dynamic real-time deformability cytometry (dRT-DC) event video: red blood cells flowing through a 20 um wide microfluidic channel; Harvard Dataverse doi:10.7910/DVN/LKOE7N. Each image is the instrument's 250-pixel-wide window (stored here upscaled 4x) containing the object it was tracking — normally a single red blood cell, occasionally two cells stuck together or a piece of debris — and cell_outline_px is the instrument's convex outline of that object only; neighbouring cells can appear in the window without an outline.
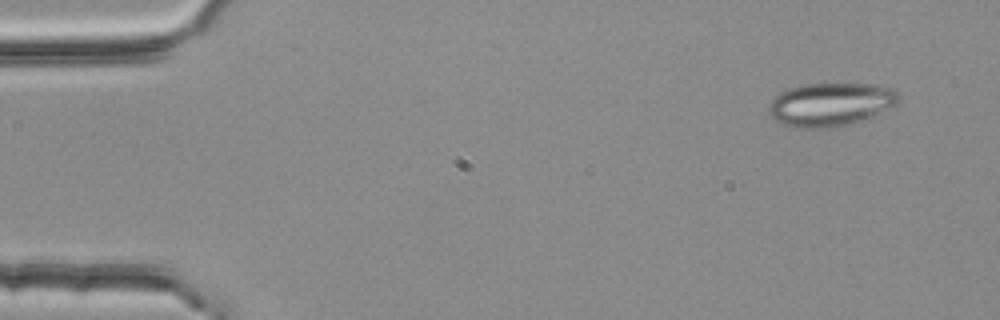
{"species": "common noctule bat (a hibernating species)", "species_latin": "Nyctalus noctula", "temperature_condition": "room temperature", "stored_images_in_passage": 4, "camera_frame_rate_fps": 3000, "um_per_image_px": 0.085, "animal": {"sex": "female", "body_mass_g": 25.1}, "frame": {"image": 1, "passage_image": 1, "time_ms": 0.0, "image_size_px": [1000, 320], "cell_outline_px": [[900, 100], [896, 104], [868, 116], [844, 124], [828, 128], [788, 128], [780, 124], [772, 116], [768, 108], [768, 104], [780, 92], [788, 88], [804, 84], [884, 84], [896, 88]], "centroid_in_image_um": [70.56, 8.85], "position_along_channel_um": 14.4, "area_um2": 32.66}}